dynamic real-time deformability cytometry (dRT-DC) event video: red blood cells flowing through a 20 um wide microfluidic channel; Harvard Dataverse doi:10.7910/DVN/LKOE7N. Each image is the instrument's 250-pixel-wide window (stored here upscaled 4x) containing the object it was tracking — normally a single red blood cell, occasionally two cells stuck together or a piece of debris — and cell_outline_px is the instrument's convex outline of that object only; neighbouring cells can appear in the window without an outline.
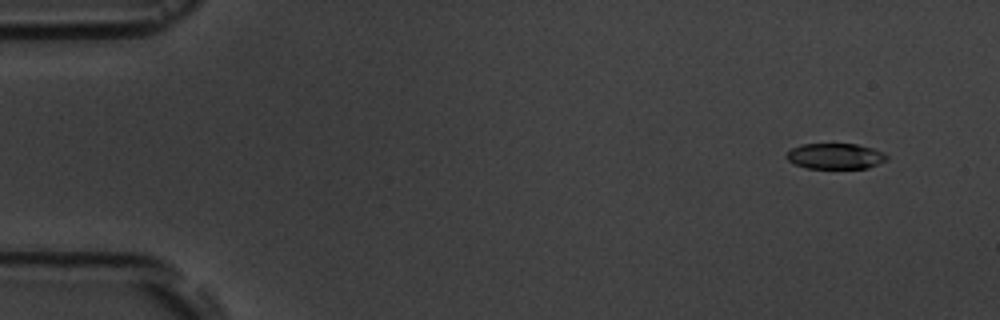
{"species": "common noctule bat (a hibernating species)", "species_latin": "Nyctalus noctula", "temperature_condition": "room temperature", "stored_images_in_passage": 5, "camera_frame_rate_fps": 3000, "um_per_image_px": 0.085, "animal": {"sex": "male", "body_mass_g": 19.5, "forearm_length_mm": 54.6}, "frame": {"image": 1, "passage_image": 1, "time_ms": 0.0, "image_size_px": [1000, 320], "cell_outline_px": [[888, 160], [868, 168], [808, 168], [796, 164], [788, 160], [784, 156], [792, 148], [800, 144], [856, 144], [872, 148], [884, 152], [888, 156]], "centroid_in_image_um": [71.02, 13.27], "position_along_channel_um": 14.0, "area_um2": 15.03}}
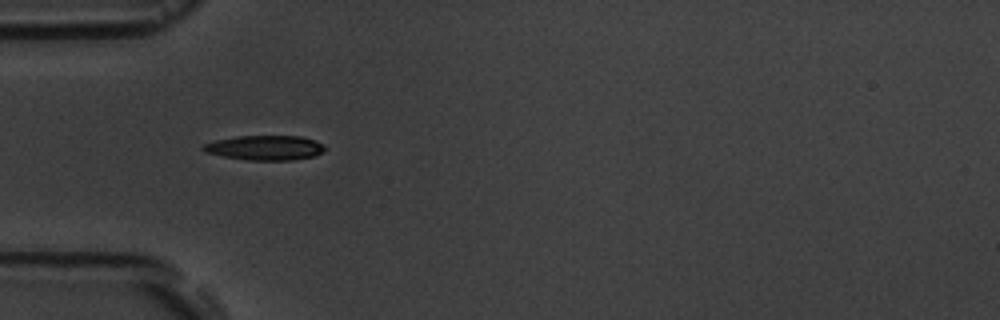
{"frame": {"image": 2, "passage_image": 4, "time_ms": 4.333, "image_size_px": [1000, 320], "cell_outline_px": [[324, 152], [312, 156], [292, 160], [248, 160], [224, 156], [204, 152], [200, 148], [204, 144], [216, 140], [240, 136], [300, 136], [316, 140], [324, 148]], "centroid_in_image_um": [22.5, 12.56], "position_along_channel_um": 62.5, "area_um2": 17.34}}
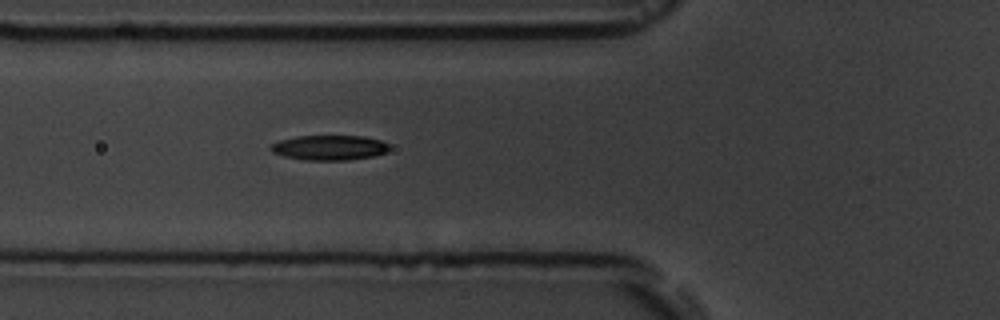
{"frame": {"image": 3, "passage_image": 5, "time_ms": 5.333, "image_size_px": [1000, 320], "cell_outline_px": [[388, 152], [372, 156], [348, 160], [304, 160], [284, 156], [272, 152], [268, 148], [272, 144], [280, 140], [296, 136], [364, 136], [380, 140], [388, 144]], "centroid_in_image_um": [27.98, 12.55], "position_along_channel_um": 97.8, "area_um2": 17.22}}